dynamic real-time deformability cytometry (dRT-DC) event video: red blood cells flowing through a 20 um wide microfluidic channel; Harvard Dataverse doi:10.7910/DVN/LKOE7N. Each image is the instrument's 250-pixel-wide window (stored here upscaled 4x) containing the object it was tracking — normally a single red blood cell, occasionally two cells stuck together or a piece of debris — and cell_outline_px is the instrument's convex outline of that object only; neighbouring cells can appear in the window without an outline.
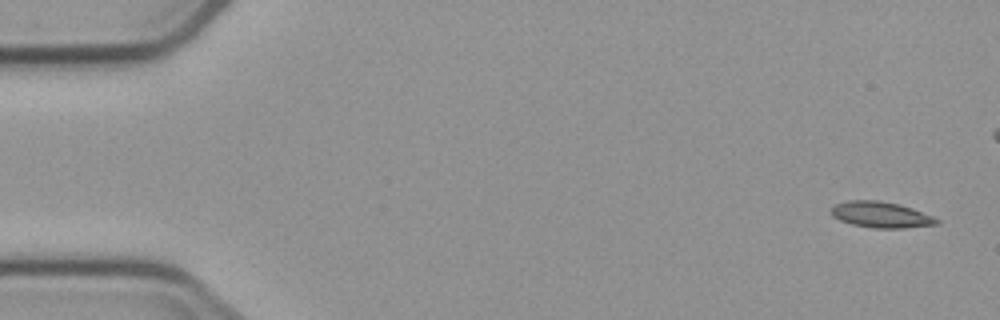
{"species": "common noctule bat (a hibernating species)", "species_latin": "Nyctalus noctula", "temperature_condition": "cold", "stored_images_in_passage": 6, "camera_frame_rate_fps": 3000, "um_per_image_px": 0.085, "animal": {"sex": "male", "body_mass_g": 23.1, "forearm_length_mm": 52.7}, "frame": {"image": 1, "passage_image": 1, "time_ms": 0.0, "image_size_px": [1000, 320], "cell_outline_px": [[940, 224], [904, 228], [872, 228], [852, 224], [840, 220], [832, 216], [832, 208], [836, 204], [848, 200], [880, 200], [900, 204], [912, 208], [932, 216], [940, 220]], "centroid_in_image_um": [74.91, 18.25], "position_along_channel_um": 10.1, "area_um2": 16.01}}
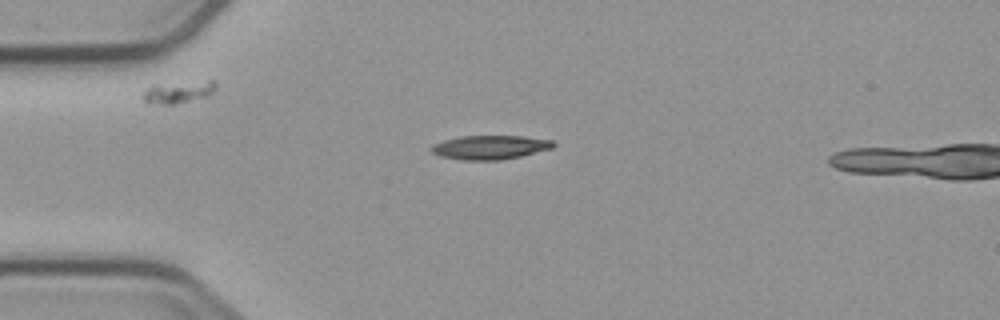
{"frame": {"image": 2, "passage_image": 6, "time_ms": 6.333, "image_size_px": [1000, 320], "cell_outline_px": [[556, 144], [552, 148], [520, 156], [500, 160], [464, 160], [440, 156], [432, 152], [428, 148], [432, 144], [444, 140], [460, 136], [524, 136], [552, 140]], "centroid_in_image_um": [41.62, 12.51], "position_along_channel_um": 43.4, "area_um2": 17.05}}